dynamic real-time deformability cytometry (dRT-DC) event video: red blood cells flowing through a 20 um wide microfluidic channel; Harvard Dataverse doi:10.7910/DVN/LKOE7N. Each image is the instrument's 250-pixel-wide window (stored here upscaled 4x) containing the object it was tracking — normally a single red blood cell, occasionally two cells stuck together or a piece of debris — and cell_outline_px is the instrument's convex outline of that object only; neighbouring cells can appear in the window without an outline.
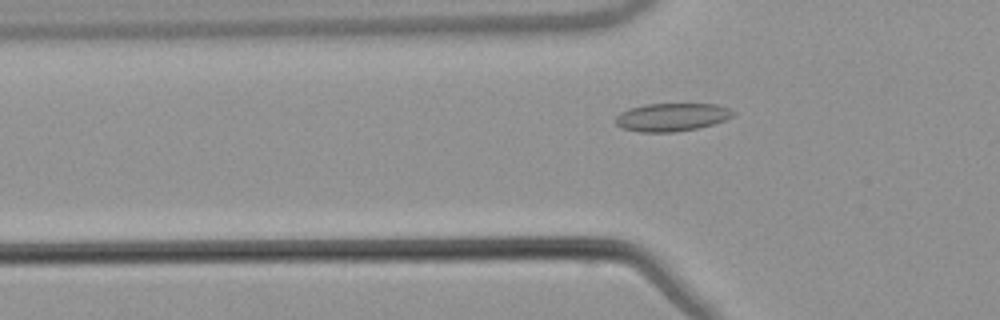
{"species": "common noctule bat (a hibernating species)", "species_latin": "Nyctalus noctula", "temperature_condition": "warm", "stored_images_in_passage": 49, "camera_frame_rate_fps": 3000, "um_per_image_px": 0.085, "animal": {"sex": "male", "body_mass_g": 21.5, "forearm_length_mm": 52.0}, "frame": {"image": 1, "passage_image": 13, "time_ms": 4.0, "image_size_px": [1000, 320], "cell_outline_px": [[736, 112], [732, 116], [724, 120], [712, 124], [696, 128], [676, 132], [640, 132], [624, 128], [616, 124], [616, 116], [620, 112], [628, 108], [644, 104], [716, 104], [728, 108]], "centroid_in_image_um": [57.08, 9.95], "position_along_channel_um": 68.7, "area_um2": 19.13}}
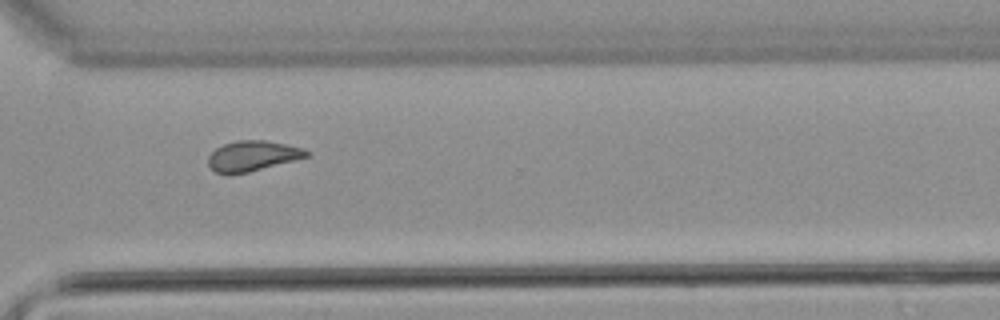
{"frame": {"image": 2, "passage_image": 35, "time_ms": 11.333, "image_size_px": [1000, 320], "cell_outline_px": [[308, 156], [248, 172], [228, 176], [216, 172], [208, 164], [208, 156], [216, 148], [224, 144], [236, 140], [264, 140], [304, 148], [308, 152]], "centroid_in_image_um": [21.4, 13.26], "position_along_channel_um": 349.2, "area_um2": 17.22}}
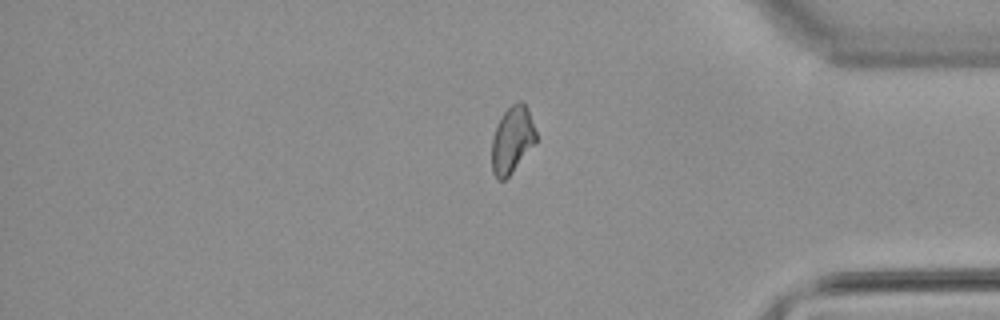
{"frame": {"image": 3, "passage_image": 40, "time_ms": 13.0, "image_size_px": [1000, 320], "cell_outline_px": [[536, 140], [512, 172], [504, 180], [496, 180], [492, 172], [492, 136], [500, 116], [512, 104], [520, 100], [524, 100], [536, 132]], "centroid_in_image_um": [43.5, 11.86], "position_along_channel_um": 391.7, "area_um2": 17.05}, "authors_computed_cell_mechanics": {"area_um2": 17.6868, "velocity_mm_per_s": 3.8367, "shape_relaxation_time_tau1_ms": null, "shape_relaxation_time_tau2_ms": 2.1333, "deformation_change_tau1": null, "deformation_change_tau2": 0.0583}}